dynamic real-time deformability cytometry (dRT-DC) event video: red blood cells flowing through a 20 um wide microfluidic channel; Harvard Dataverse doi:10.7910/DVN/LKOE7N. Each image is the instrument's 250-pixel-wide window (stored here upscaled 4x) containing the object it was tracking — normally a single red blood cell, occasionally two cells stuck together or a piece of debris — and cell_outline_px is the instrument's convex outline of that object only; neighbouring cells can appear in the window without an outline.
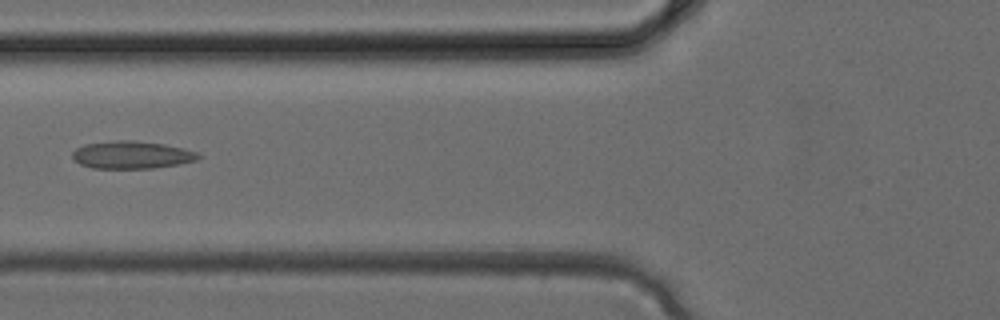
{"species": "common noctule bat (a hibernating species)", "species_latin": "Nyctalus noctula", "temperature_condition": "cold", "stored_images_in_passage": 3, "camera_frame_rate_fps": 3000, "um_per_image_px": 0.085, "animal": {"sex": "female", "body_mass_g": 24.6, "forearm_length_mm": 56.2}, "frame": {"image": 1, "passage_image": 3, "time_ms": 0.667, "image_size_px": [1000, 320], "cell_outline_px": [[204, 156], [196, 160], [180, 164], [152, 168], [92, 168], [80, 164], [72, 156], [72, 152], [76, 148], [84, 144], [116, 140], [132, 140], [164, 144], [196, 152]], "centroid_in_image_um": [11.19, 13.16], "position_along_channel_um": 114.6, "area_um2": 20.17}}